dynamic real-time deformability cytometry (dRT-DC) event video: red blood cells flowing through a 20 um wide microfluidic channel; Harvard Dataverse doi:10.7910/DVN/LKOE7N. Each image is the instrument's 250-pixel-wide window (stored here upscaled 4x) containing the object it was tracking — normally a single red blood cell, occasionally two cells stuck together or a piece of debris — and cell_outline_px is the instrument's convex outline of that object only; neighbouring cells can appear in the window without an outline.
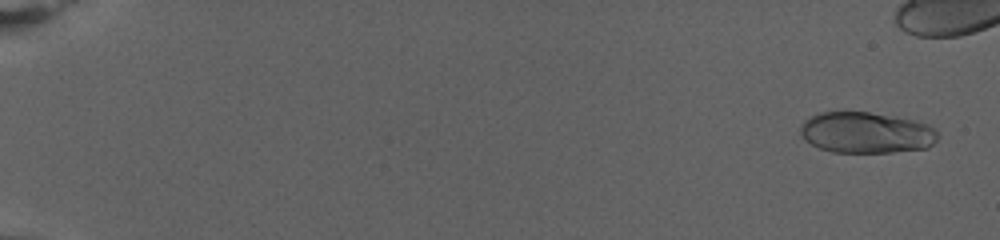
{"species": "human", "species_latin": "Homo sapiens", "temperature_condition": "warm", "stored_images_in_passage": 75, "camera_frame_rate_fps": 3000, "um_per_image_px": 0.085, "donor": {"sex": "female"}, "frame": {"image": 1, "passage_image": 4, "time_ms": 1.0, "image_size_px": [1000, 240], "cell_outline_px": [[936, 140], [928, 148], [892, 152], [832, 152], [820, 148], [804, 140], [800, 132], [800, 124], [804, 120], [820, 112], [868, 112], [912, 120], [928, 124], [936, 128]], "centroid_in_image_um": [73.61, 11.28], "position_along_channel_um": 11.4, "area_um2": 32.77}}
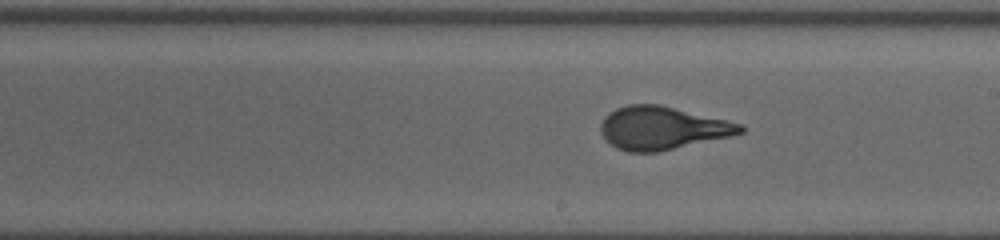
{"frame": {"image": 2, "passage_image": 51, "time_ms": 16.667, "image_size_px": [1000, 240], "cell_outline_px": [[744, 132], [732, 136], [656, 152], [628, 152], [616, 148], [600, 132], [600, 124], [604, 116], [608, 112], [616, 108], [628, 104], [660, 104], [740, 124], [744, 128]], "centroid_in_image_um": [56.25, 10.88], "position_along_channel_um": 232.8, "area_um2": 34.74}}
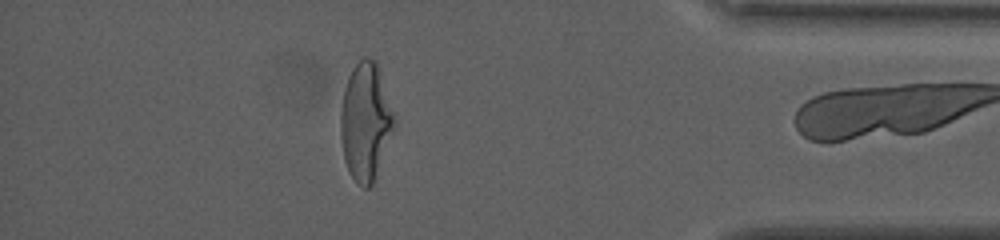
{"frame": {"image": 3, "passage_image": 74, "time_ms": 24.333, "image_size_px": [1000, 240], "cell_outline_px": [[396, 124], [372, 184], [368, 188], [364, 188], [356, 184], [348, 172], [344, 160], [340, 136], [340, 112], [344, 88], [348, 76], [352, 68], [364, 56], [368, 56], [376, 60], [396, 120]], "centroid_in_image_um": [31.05, 10.33], "position_along_channel_um": 404.1, "area_um2": 36.93}}